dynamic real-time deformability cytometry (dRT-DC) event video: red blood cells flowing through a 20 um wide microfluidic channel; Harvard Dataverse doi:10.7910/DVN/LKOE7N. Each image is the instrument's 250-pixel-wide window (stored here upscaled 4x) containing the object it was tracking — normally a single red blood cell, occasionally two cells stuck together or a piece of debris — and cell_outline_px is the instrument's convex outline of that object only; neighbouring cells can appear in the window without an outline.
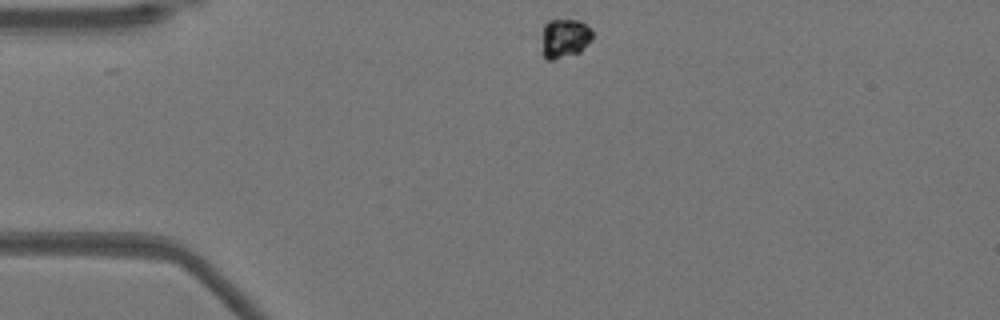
{"species": "Egyptian fruit bat (a non-hibernating species)", "species_latin": "Rousettus aegyptiacus", "temperature_condition": "warm", "stored_images_in_passage": 42, "camera_frame_rate_fps": 3000, "um_per_image_px": 0.085, "animal": {"sex": "female"}, "frame": {"image": 1, "passage_image": 1, "time_ms": 0.0, "image_size_px": [1000, 320], "cell_outline_px": [[592, 40], [580, 52], [552, 60], [548, 60], [544, 56], [536, 36], [544, 24], [548, 20], [580, 20], [592, 28]], "centroid_in_image_um": [47.91, 3.23], "position_along_channel_um": 37.1, "area_um2": 12.31}}
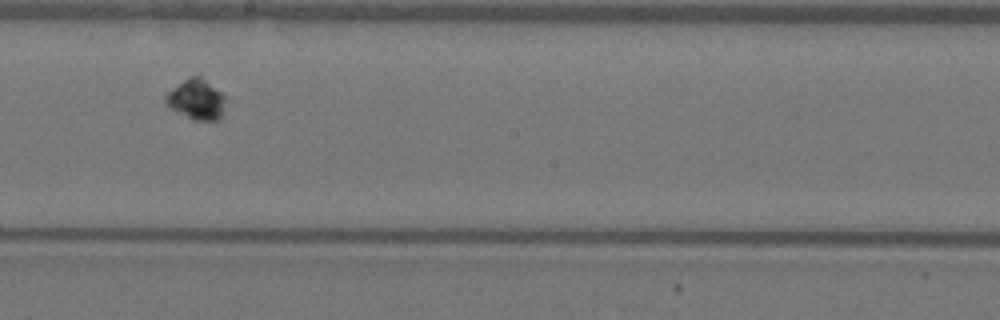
{"frame": {"image": 2, "passage_image": 19, "time_ms": 6.0, "image_size_px": [1000, 320], "cell_outline_px": [[224, 100], [220, 120], [216, 124], [192, 120], [176, 112], [164, 100], [164, 96], [172, 88], [184, 80], [192, 76], [200, 76], [220, 92], [224, 96]], "centroid_in_image_um": [16.69, 8.52], "position_along_channel_um": 231.5, "area_um2": 14.1}}
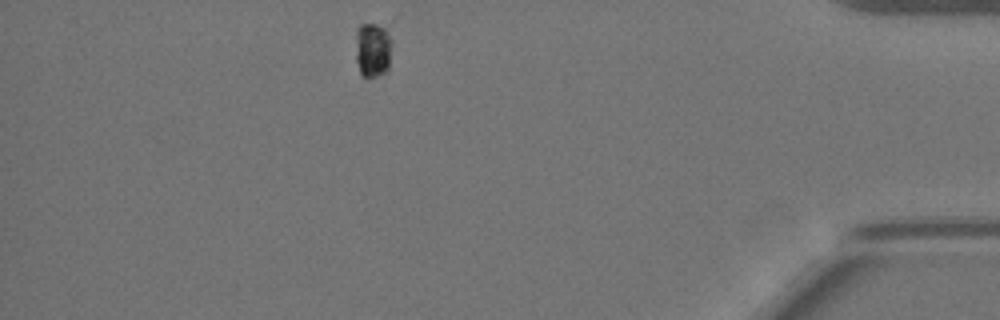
{"frame": {"image": 3, "passage_image": 36, "time_ms": 11.667, "image_size_px": [1000, 320], "cell_outline_px": [[392, 44], [388, 72], [368, 80], [360, 72], [356, 60], [356, 28], [360, 24], [392, 20]], "centroid_in_image_um": [31.78, 4.09], "position_along_channel_um": 403.4, "area_um2": 13.12}}